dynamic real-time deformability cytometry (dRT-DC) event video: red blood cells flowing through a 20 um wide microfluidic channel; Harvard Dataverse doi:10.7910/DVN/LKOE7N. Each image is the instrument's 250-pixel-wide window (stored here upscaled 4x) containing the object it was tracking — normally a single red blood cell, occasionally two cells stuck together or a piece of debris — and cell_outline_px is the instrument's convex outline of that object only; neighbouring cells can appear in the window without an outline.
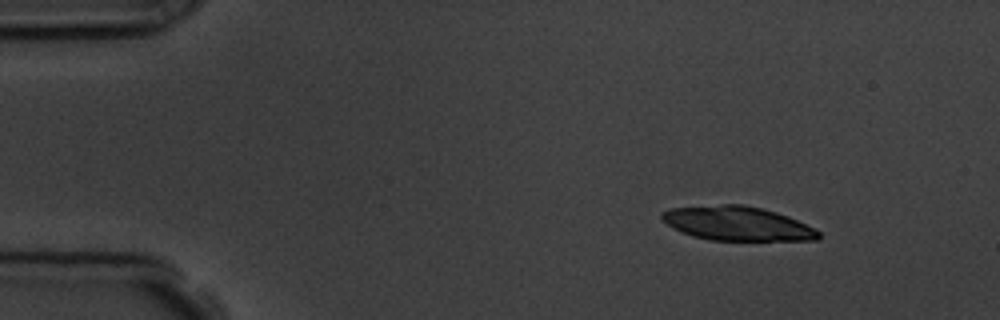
{"species": "common noctule bat (a hibernating species)", "species_latin": "Nyctalus noctula", "temperature_condition": "room temperature", "stored_images_in_passage": 3, "camera_frame_rate_fps": 3000, "um_per_image_px": 0.085, "animal": {"sex": "male", "body_mass_g": 19.5, "forearm_length_mm": 54.6}, "frame": {"image": 1, "passage_image": 1, "time_ms": 0.0, "image_size_px": [1000, 320], "cell_outline_px": [[820, 240], [712, 240], [692, 236], [672, 228], [660, 216], [660, 212], [668, 208], [720, 204], [744, 204], [776, 212], [788, 216], [820, 232]], "centroid_in_image_um": [62.62, 18.99], "position_along_channel_um": 22.4, "area_um2": 31.1}}